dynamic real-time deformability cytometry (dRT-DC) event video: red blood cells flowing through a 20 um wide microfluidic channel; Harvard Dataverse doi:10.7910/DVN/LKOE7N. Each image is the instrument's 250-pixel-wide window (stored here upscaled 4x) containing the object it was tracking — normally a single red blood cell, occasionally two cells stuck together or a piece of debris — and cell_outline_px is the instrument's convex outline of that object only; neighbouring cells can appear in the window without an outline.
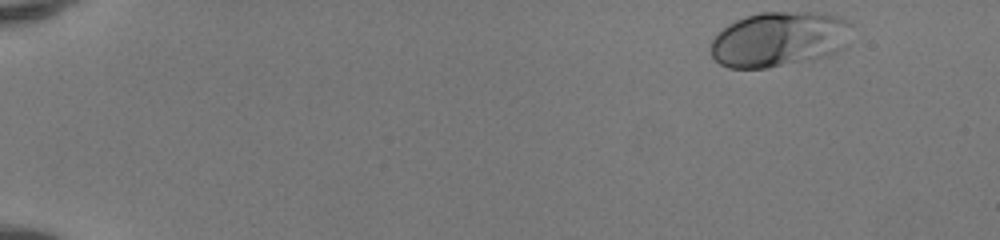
{"species": "human", "species_latin": "Homo sapiens", "temperature_condition": "room temperature", "stored_images_in_passage": 47, "camera_frame_rate_fps": 3000, "um_per_image_px": 0.085, "donor": {"sex": "female"}, "frame": {"image": 1, "passage_image": 1, "time_ms": 0.0, "image_size_px": [1000, 240], "cell_outline_px": [[852, 24], [848, 44], [844, 48], [828, 56], [768, 68], [728, 68], [720, 64], [712, 56], [712, 40], [728, 24], [736, 20], [760, 12], [820, 12], [840, 16]], "centroid_in_image_um": [66.29, 3.33], "position_along_channel_um": 18.7, "area_um2": 45.43}}
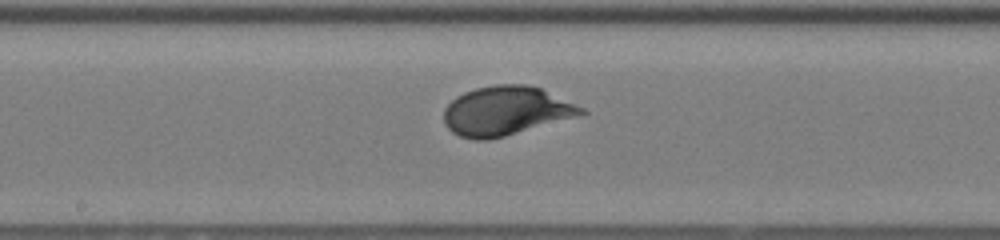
{"frame": {"image": 2, "passage_image": 25, "time_ms": 8.0, "image_size_px": [1000, 240], "cell_outline_px": [[588, 112], [576, 116], [504, 136], [488, 140], [476, 140], [460, 136], [452, 132], [444, 124], [444, 108], [456, 96], [464, 92], [476, 88], [496, 84], [528, 84], [540, 88], [584, 108]], "centroid_in_image_um": [42.95, 9.42], "position_along_channel_um": 205.2, "area_um2": 38.9}}
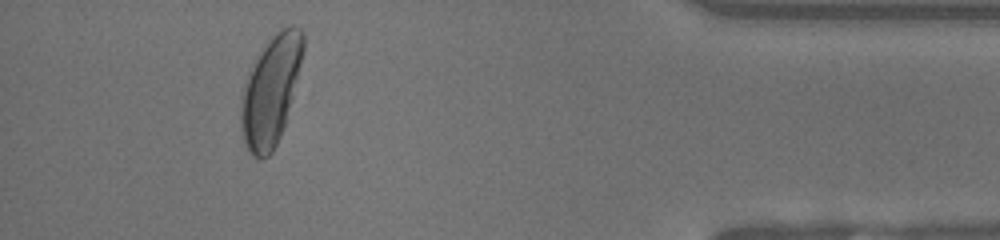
{"frame": {"image": 3, "passage_image": 43, "time_ms": 14.0, "image_size_px": [1000, 240], "cell_outline_px": [[304, 52], [292, 96], [284, 124], [280, 136], [272, 152], [268, 156], [260, 160], [252, 156], [248, 152], [244, 144], [240, 132], [240, 104], [244, 84], [248, 72], [260, 52], [272, 36], [276, 32], [292, 24], [300, 28], [304, 32]], "centroid_in_image_um": [22.99, 7.73], "position_along_channel_um": 412.2, "area_um2": 39.54}, "authors_computed_cell_mechanics": {"area_um2": 38.7838, "velocity_mm_per_s": 4.119, "shape_relaxation_time_tau1_ms": 3.162, "shape_relaxation_time_tau2_ms": null, "deformation_change_tau1": 0.175, "deformation_change_tau2": null}}